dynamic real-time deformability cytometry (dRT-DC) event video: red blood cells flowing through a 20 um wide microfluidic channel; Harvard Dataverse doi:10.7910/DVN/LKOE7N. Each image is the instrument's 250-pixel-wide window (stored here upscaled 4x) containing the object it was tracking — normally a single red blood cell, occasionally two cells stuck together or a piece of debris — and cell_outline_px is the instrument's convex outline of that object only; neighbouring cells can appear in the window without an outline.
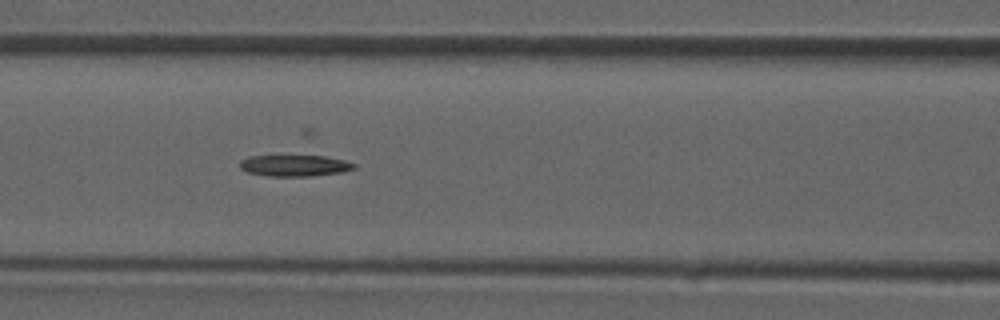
{"species": "common noctule bat (a hibernating species)", "species_latin": "Nyctalus noctula", "temperature_condition": "room temperature", "stored_images_in_passage": 33, "camera_frame_rate_fps": 3000, "um_per_image_px": 0.085, "animal": {"sex": "male", "forearm_length_mm": 52.5}, "frame": {"image": 1, "passage_image": 10, "time_ms": 3.0, "image_size_px": [1000, 320], "cell_outline_px": [[356, 168], [344, 172], [308, 176], [268, 176], [248, 172], [240, 168], [240, 160], [248, 156], [308, 152], [344, 160], [356, 164]], "centroid_in_image_um": [25.05, 14.01], "position_along_channel_um": 141.5, "area_um2": 15.32}}